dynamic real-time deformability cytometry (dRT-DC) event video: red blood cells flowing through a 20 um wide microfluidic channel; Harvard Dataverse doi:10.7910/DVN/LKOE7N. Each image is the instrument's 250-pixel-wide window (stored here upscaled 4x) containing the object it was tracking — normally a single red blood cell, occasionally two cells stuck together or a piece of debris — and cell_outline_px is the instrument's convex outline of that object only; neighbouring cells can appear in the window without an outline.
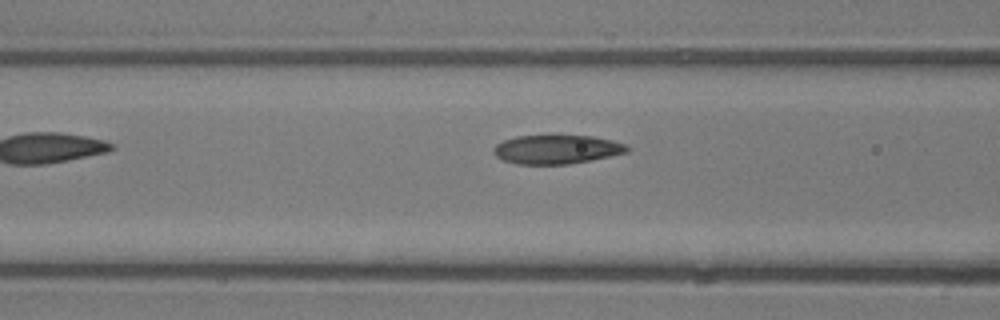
{"species": "common noctule bat (a hibernating species)", "species_latin": "Nyctalus noctula", "temperature_condition": "room temperature", "stored_images_in_passage": 6, "camera_frame_rate_fps": 3000, "um_per_image_px": 0.085, "animal": {"sex": "male", "body_mass_g": 13.3}, "frame": {"image": 1, "passage_image": 4, "time_ms": 1.0, "image_size_px": [1000, 320], "cell_outline_px": [[628, 152], [568, 164], [516, 164], [504, 160], [496, 156], [492, 152], [492, 148], [496, 144], [504, 140], [516, 136], [592, 136], [612, 140], [624, 144], [628, 148]], "centroid_in_image_um": [47.26, 12.7], "position_along_channel_um": 119.3, "area_um2": 22.2}}